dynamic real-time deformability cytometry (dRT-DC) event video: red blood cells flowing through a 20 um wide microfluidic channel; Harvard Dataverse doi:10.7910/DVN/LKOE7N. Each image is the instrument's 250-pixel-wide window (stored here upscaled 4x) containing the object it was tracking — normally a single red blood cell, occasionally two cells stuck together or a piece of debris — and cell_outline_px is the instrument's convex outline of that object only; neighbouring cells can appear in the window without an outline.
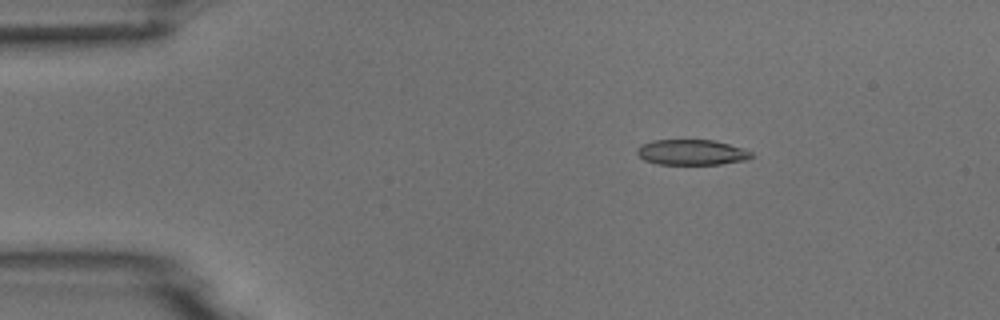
{"species": "common noctule bat (a hibernating species)", "species_latin": "Nyctalus noctula", "temperature_condition": "room temperature", "stored_images_in_passage": 5, "camera_frame_rate_fps": 3000, "um_per_image_px": 0.085, "animal": {"sex": "male", "body_mass_g": 18.8}, "frame": {"image": 1, "passage_image": 3, "time_ms": 2.333, "image_size_px": [1000, 320], "cell_outline_px": [[756, 156], [748, 160], [720, 164], [656, 164], [644, 160], [636, 152], [636, 148], [652, 140], [712, 140], [744, 148], [752, 152]], "centroid_in_image_um": [58.83, 12.95], "position_along_channel_um": 26.2, "area_um2": 17.05}}
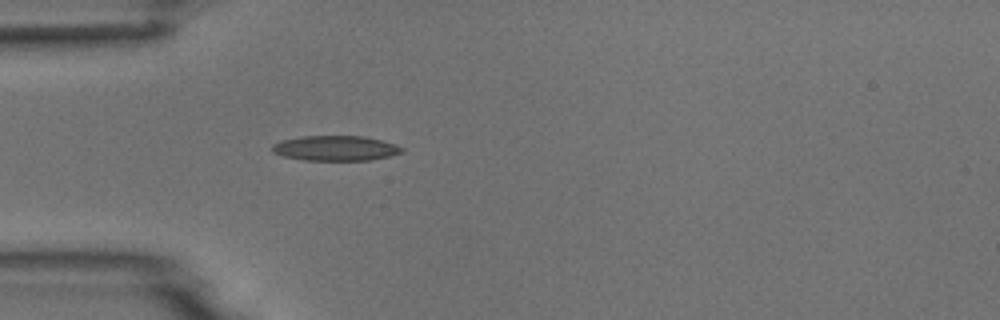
{"frame": {"image": 2, "passage_image": 5, "time_ms": 4.667, "image_size_px": [1000, 320], "cell_outline_px": [[404, 152], [372, 160], [304, 160], [284, 156], [272, 152], [272, 144], [280, 140], [300, 136], [364, 136], [380, 140], [404, 148]], "centroid_in_image_um": [28.48, 12.59], "position_along_channel_um": 56.5, "area_um2": 18.9}}